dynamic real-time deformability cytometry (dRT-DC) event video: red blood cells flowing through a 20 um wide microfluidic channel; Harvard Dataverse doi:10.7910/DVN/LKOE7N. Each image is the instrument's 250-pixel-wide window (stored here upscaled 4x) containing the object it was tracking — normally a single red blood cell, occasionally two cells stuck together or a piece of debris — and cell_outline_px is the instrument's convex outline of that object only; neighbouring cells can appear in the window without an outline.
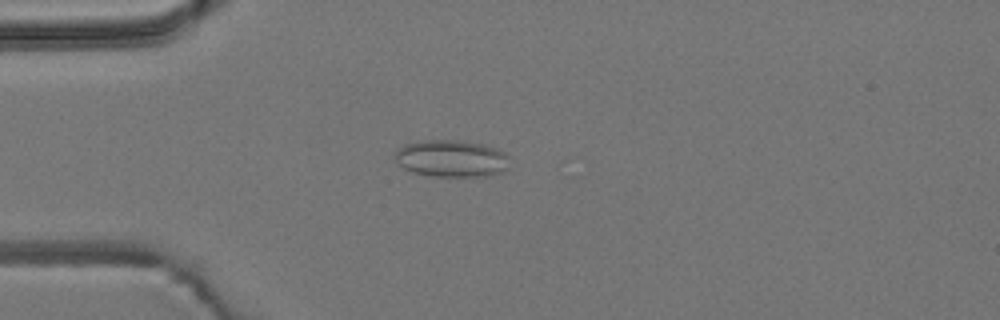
{"species": "common noctule bat (a hibernating species)", "species_latin": "Nyctalus noctula", "temperature_condition": "room temperature", "stored_images_in_passage": 47, "camera_frame_rate_fps": 3000, "um_per_image_px": 0.085, "animal": {"sex": "male", "body_mass_g": 19.2, "forearm_length_mm": 51.8}, "frame": {"image": 1, "passage_image": 8, "time_ms": 2.333, "image_size_px": [1000, 320], "cell_outline_px": [[508, 156], [504, 172], [488, 176], [432, 176], [412, 172], [404, 168], [396, 160], [396, 152], [404, 144], [420, 140], [456, 140], [484, 144], [496, 148], [504, 152]], "centroid_in_image_um": [38.37, 13.47], "position_along_channel_um": 46.6, "area_um2": 24.62}}
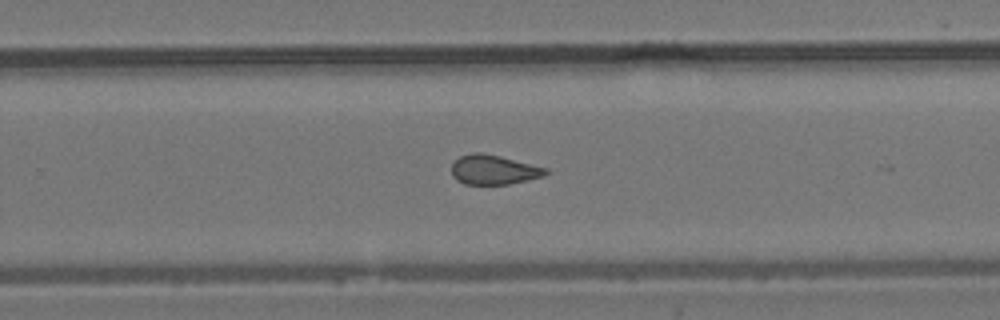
{"frame": {"image": 2, "passage_image": 28, "time_ms": 9.0, "image_size_px": [1000, 320], "cell_outline_px": [[548, 172], [544, 176], [508, 184], [464, 184], [456, 180], [452, 176], [452, 164], [460, 156], [472, 152], [480, 152], [500, 156], [548, 168]], "centroid_in_image_um": [41.95, 14.42], "position_along_channel_um": 287.9, "area_um2": 16.18}}
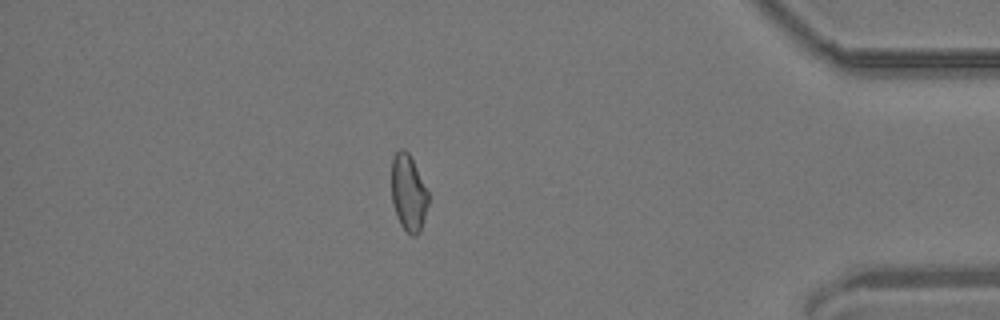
{"frame": {"image": 3, "passage_image": 40, "time_ms": 13.0, "image_size_px": [1000, 320], "cell_outline_px": [[428, 204], [420, 232], [416, 236], [412, 236], [400, 224], [396, 216], [392, 204], [392, 156], [400, 148], [404, 148], [408, 152], [428, 192]], "centroid_in_image_um": [34.7, 16.4], "position_along_channel_um": 400.5, "area_um2": 16.3}, "authors_computed_cell_mechanics": {"area_um2": 17.1088, "velocity_mm_per_s": 3.8581, "shape_relaxation_time_tau1_ms": null, "shape_relaxation_time_tau2_ms": 1.7487, "deformation_change_tau1": null, "deformation_change_tau2": 0.0788}}